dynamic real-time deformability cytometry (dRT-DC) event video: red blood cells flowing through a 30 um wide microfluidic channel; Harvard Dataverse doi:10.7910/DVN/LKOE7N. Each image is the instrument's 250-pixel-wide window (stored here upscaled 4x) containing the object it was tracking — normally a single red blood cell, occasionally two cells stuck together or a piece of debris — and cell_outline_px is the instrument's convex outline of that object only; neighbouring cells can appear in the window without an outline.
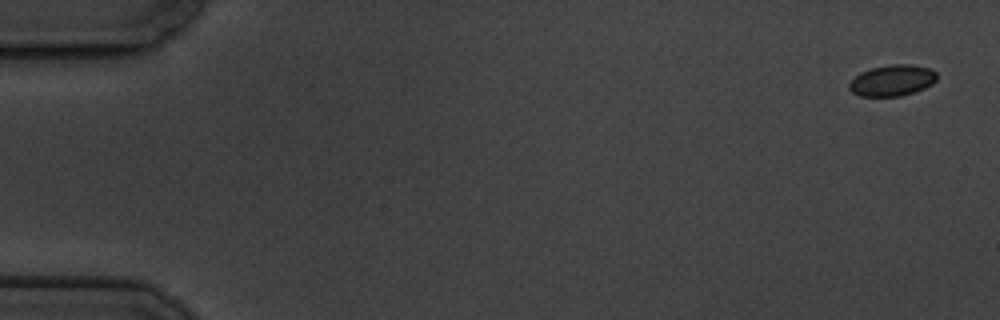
{"species": "common noctule bat (a hibernating species)", "species_latin": "Nyctalus noctula", "temperature_condition": "cold", "stored_images_in_passage": 7, "camera_frame_rate_fps": 3000, "um_per_image_px": 0.085, "animal": {"sex": "male", "body_mass_g": 19.5, "forearm_length_mm": 54.6}, "frame": {"image": 1, "passage_image": 1, "time_ms": 0.0, "image_size_px": [1000, 320], "cell_outline_px": [[936, 80], [932, 84], [924, 88], [900, 96], [860, 96], [852, 92], [848, 88], [848, 84], [860, 72], [872, 68], [892, 64], [912, 64], [928, 68], [936, 72]], "centroid_in_image_um": [75.82, 6.83], "position_along_channel_um": 9.2, "area_um2": 15.78}}
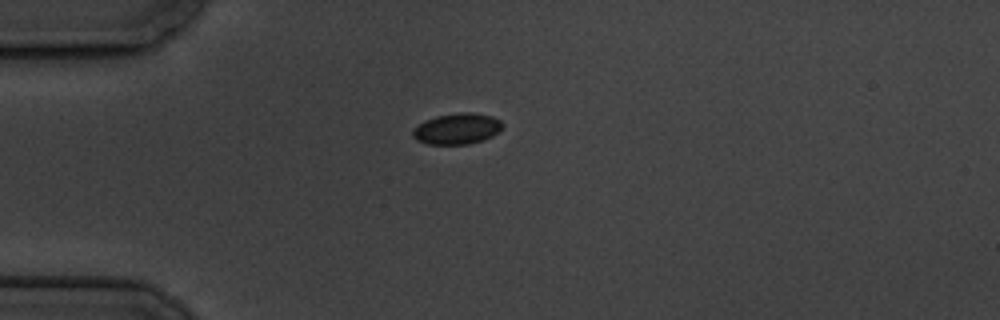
{"frame": {"image": 2, "passage_image": 5, "time_ms": 4.667, "image_size_px": [1000, 320], "cell_outline_px": [[504, 124], [492, 136], [484, 140], [468, 144], [428, 144], [416, 140], [412, 136], [412, 128], [424, 120], [436, 116], [460, 112], [472, 112], [492, 116], [500, 120]], "centroid_in_image_um": [38.81, 10.94], "position_along_channel_um": 46.2, "area_um2": 16.3}}
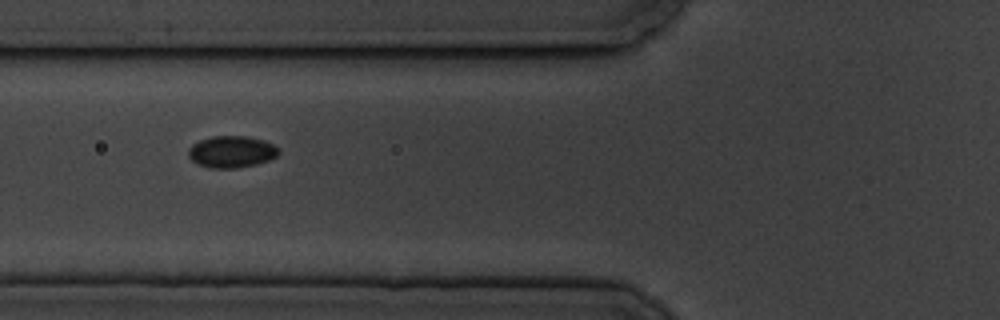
{"frame": {"image": 3, "passage_image": 7, "time_ms": 7.0, "image_size_px": [1000, 320], "cell_outline_px": [[280, 152], [276, 156], [268, 160], [256, 164], [236, 168], [208, 168], [196, 164], [188, 156], [188, 148], [192, 144], [200, 140], [212, 136], [248, 136], [264, 140], [280, 148]], "centroid_in_image_um": [19.67, 12.9], "position_along_channel_um": 106.1, "area_um2": 16.88}}